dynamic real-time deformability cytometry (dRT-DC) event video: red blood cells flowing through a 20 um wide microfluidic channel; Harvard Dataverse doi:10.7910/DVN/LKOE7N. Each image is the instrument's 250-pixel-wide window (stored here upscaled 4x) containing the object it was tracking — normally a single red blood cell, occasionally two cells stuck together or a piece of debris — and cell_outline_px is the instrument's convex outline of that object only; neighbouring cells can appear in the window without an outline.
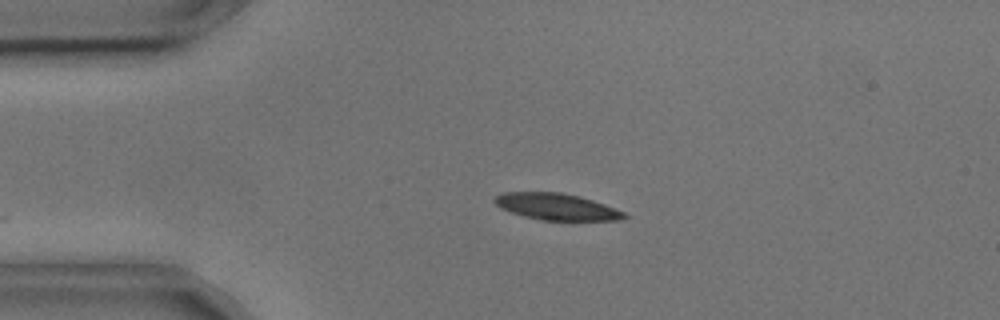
{"species": "common noctule bat (a hibernating species)", "species_latin": "Nyctalus noctula", "temperature_condition": "cold", "stored_images_in_passage": 45, "camera_frame_rate_fps": 3000, "um_per_image_px": 0.085, "animal": {"sex": "male", "body_mass_g": 17.9, "forearm_length_mm": 54.2}, "frame": {"image": 1, "passage_image": 2, "time_ms": 0.333, "image_size_px": [1000, 320], "cell_outline_px": [[628, 216], [620, 220], [540, 220], [524, 216], [500, 208], [492, 200], [496, 196], [504, 192], [560, 192], [580, 196], [604, 204], [624, 212]], "centroid_in_image_um": [47.29, 17.56], "position_along_channel_um": 37.7, "area_um2": 19.94}}
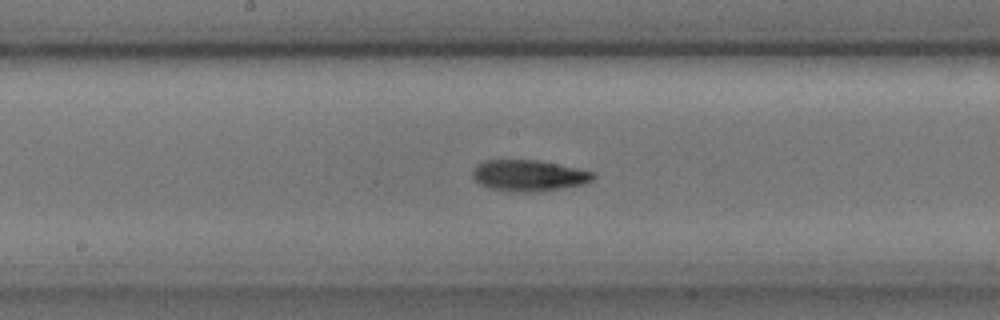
{"frame": {"image": 2, "passage_image": 18, "time_ms": 5.667, "image_size_px": [1000, 320], "cell_outline_px": [[596, 176], [592, 180], [580, 184], [560, 188], [524, 192], [520, 192], [488, 188], [480, 184], [472, 176], [472, 172], [476, 164], [488, 160], [536, 160], [596, 172]], "centroid_in_image_um": [44.91, 14.91], "position_along_channel_um": 203.3, "area_um2": 21.5}}
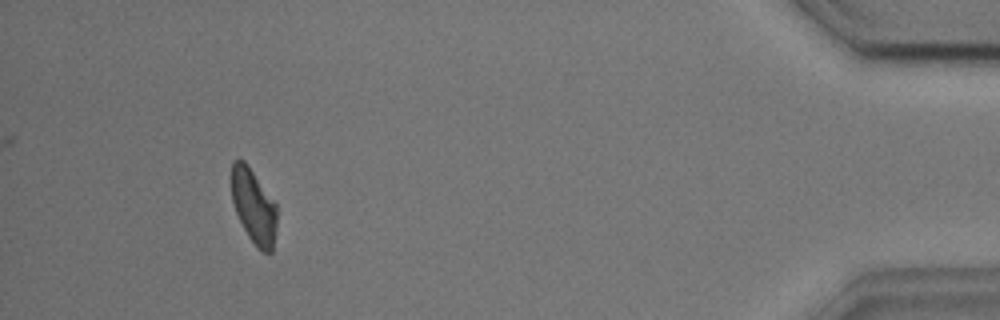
{"frame": {"image": 3, "passage_image": 41, "time_ms": 13.333, "image_size_px": [1000, 320], "cell_outline_px": [[276, 232], [272, 252], [260, 252], [248, 236], [236, 212], [232, 200], [232, 160], [244, 160], [248, 164], [276, 204]], "centroid_in_image_um": [21.57, 17.55], "position_along_channel_um": 413.6, "area_um2": 19.59}, "authors_computed_cell_mechanics": {"area_um2": 20.8658, "velocity_mm_per_s": 3.6158, "shape_relaxation_time_tau1_ms": 4.9847, "shape_relaxation_time_tau2_ms": null, "deformation_change_tau1": 0.133, "deformation_change_tau2": null}}